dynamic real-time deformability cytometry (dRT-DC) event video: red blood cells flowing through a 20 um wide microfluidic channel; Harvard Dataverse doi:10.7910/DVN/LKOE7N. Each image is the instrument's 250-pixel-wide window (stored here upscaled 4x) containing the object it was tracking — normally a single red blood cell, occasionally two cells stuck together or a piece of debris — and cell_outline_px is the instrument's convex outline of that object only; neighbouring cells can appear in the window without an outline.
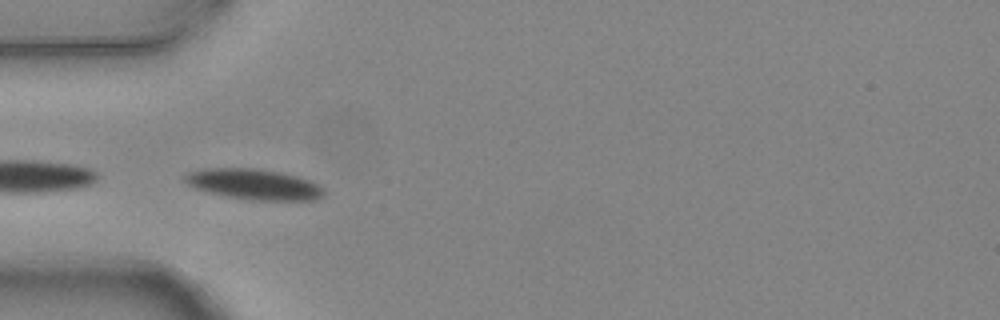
{"species": "common noctule bat (a hibernating species)", "species_latin": "Nyctalus noctula", "temperature_condition": "warm", "stored_images_in_passage": 5, "camera_frame_rate_fps": 3000, "um_per_image_px": 0.085, "animal": {"sex": "female", "body_mass_g": 24.6, "forearm_length_mm": 56.2}, "frame": {"image": 1, "passage_image": 5, "time_ms": 1.333, "image_size_px": [1000, 320], "cell_outline_px": [[324, 196], [316, 200], [252, 200], [228, 196], [208, 192], [192, 188], [184, 180], [184, 176], [188, 172], [208, 168], [252, 168], [280, 172], [312, 180], [324, 188]], "centroid_in_image_um": [21.61, 15.66], "position_along_channel_um": 63.4, "area_um2": 24.85}}